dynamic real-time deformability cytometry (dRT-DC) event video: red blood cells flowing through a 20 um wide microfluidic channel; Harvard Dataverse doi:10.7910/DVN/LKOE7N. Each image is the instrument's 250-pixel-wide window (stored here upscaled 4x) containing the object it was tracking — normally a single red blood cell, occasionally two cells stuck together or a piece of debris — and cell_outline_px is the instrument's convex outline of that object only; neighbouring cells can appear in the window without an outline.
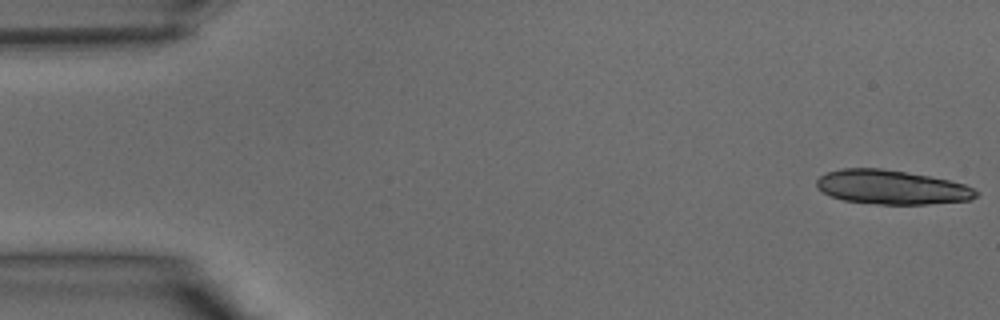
{"species": "common noctule bat (a hibernating species)", "species_latin": "Nyctalus noctula", "temperature_condition": "warm", "stored_images_in_passage": 40, "segment_of_instrument_passage": [1, 2], "camera_frame_rate_fps": 3000, "um_per_image_px": 0.085, "animal": {"sex": "male", "body_mass_g": 15.6}, "frame": {"image": 1, "passage_image": 1, "time_ms": 0.0, "image_size_px": [1000, 320], "cell_outline_px": [[980, 192], [976, 196], [968, 200], [928, 204], [876, 204], [844, 200], [832, 196], [824, 192], [816, 184], [816, 180], [820, 176], [828, 172], [840, 168], [880, 168], [928, 176], [948, 180], [964, 184]], "centroid_in_image_um": [75.78, 15.91], "position_along_channel_um": 9.2, "area_um2": 31.39}}